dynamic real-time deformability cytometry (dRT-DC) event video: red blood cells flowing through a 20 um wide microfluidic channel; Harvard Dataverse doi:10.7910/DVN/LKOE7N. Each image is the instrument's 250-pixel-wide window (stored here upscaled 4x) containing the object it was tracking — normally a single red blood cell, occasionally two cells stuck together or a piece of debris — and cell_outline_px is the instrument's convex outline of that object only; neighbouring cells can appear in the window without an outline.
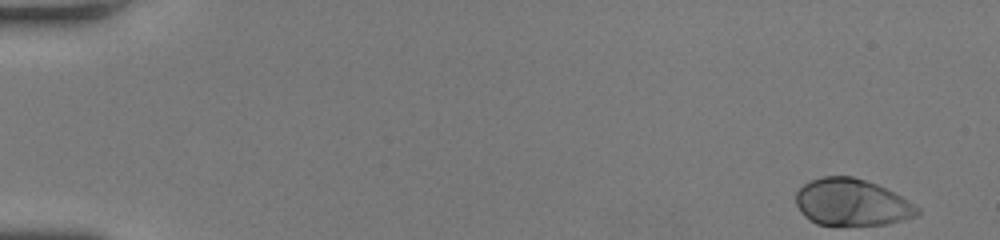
{"species": "human", "species_latin": "Homo sapiens", "temperature_condition": "room temperature", "stored_images_in_passage": 48, "camera_frame_rate_fps": 3000, "um_per_image_px": 0.085, "donor": {"sex": "female"}, "frame": {"image": 1, "passage_image": 1, "time_ms": 0.0, "image_size_px": [1000, 240], "cell_outline_px": [[920, 212], [916, 216], [888, 224], [816, 224], [808, 220], [804, 216], [796, 204], [796, 192], [804, 184], [812, 180], [824, 176], [852, 176], [876, 184], [908, 200], [920, 208]], "centroid_in_image_um": [72.39, 17.2], "position_along_channel_um": 12.6, "area_um2": 32.77}}
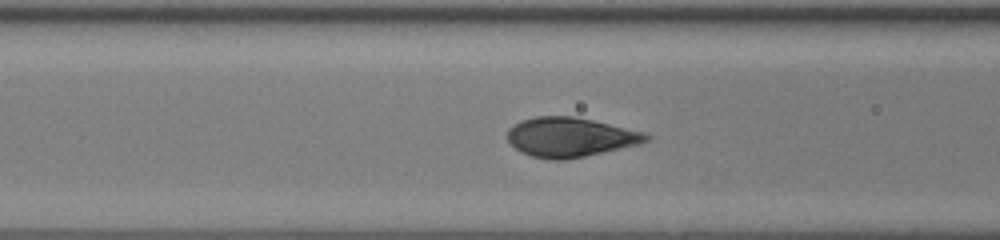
{"frame": {"image": 2, "passage_image": 20, "time_ms": 6.333, "image_size_px": [1000, 240], "cell_outline_px": [[652, 140], [640, 144], [584, 156], [564, 160], [552, 160], [532, 156], [520, 152], [508, 140], [508, 128], [520, 120], [536, 116], [576, 116], [644, 132], [652, 136]], "centroid_in_image_um": [48.48, 11.65], "position_along_channel_um": 118.1, "area_um2": 31.96}}
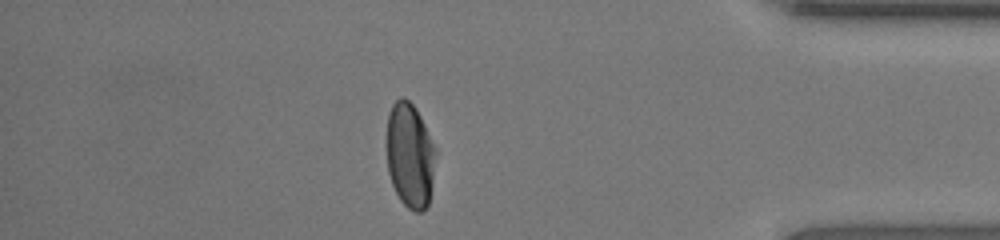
{"frame": {"image": 3, "passage_image": 42, "time_ms": 13.667, "image_size_px": [1000, 240], "cell_outline_px": [[436, 152], [432, 184], [428, 204], [420, 212], [416, 212], [408, 208], [400, 200], [392, 184], [388, 172], [388, 112], [392, 104], [400, 96], [404, 96], [416, 108], [436, 148]], "centroid_in_image_um": [34.85, 13.19], "position_along_channel_um": 400.3, "area_um2": 29.77}, "authors_computed_cell_mechanics": {"area_um2": 32.4258, "velocity_mm_per_s": 4.2667, "shape_relaxation_time_tau1_ms": 2.5147, "shape_relaxation_time_tau2_ms": null, "deformation_change_tau1": 0.1806, "deformation_change_tau2": null}}